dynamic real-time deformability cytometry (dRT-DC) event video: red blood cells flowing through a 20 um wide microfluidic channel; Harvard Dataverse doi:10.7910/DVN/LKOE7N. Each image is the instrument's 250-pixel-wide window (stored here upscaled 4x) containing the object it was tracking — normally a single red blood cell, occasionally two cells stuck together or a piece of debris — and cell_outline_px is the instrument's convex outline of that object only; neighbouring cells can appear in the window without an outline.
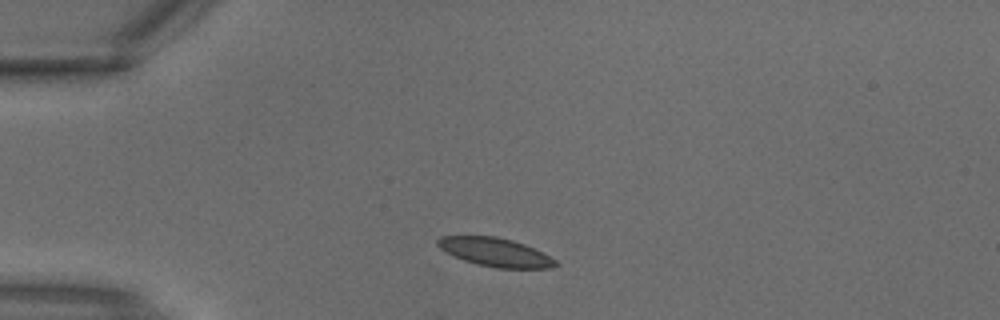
{"species": "common noctule bat (a hibernating species)", "species_latin": "Nyctalus noctula", "temperature_condition": "warm", "stored_images_in_passage": 1, "camera_frame_rate_fps": 3000, "um_per_image_px": 0.085, "animal": {"sex": "male", "body_mass_g": 18.8}, "frame": {"image": 1, "passage_image": 1, "time_ms": 0.0, "image_size_px": [1000, 320], "cell_outline_px": [[560, 264], [548, 268], [496, 268], [476, 264], [464, 260], [440, 248], [436, 244], [436, 240], [440, 236], [496, 236], [512, 240], [524, 244], [556, 260]], "centroid_in_image_um": [42.08, 21.43], "position_along_channel_um": 42.9, "area_um2": 19.36}}